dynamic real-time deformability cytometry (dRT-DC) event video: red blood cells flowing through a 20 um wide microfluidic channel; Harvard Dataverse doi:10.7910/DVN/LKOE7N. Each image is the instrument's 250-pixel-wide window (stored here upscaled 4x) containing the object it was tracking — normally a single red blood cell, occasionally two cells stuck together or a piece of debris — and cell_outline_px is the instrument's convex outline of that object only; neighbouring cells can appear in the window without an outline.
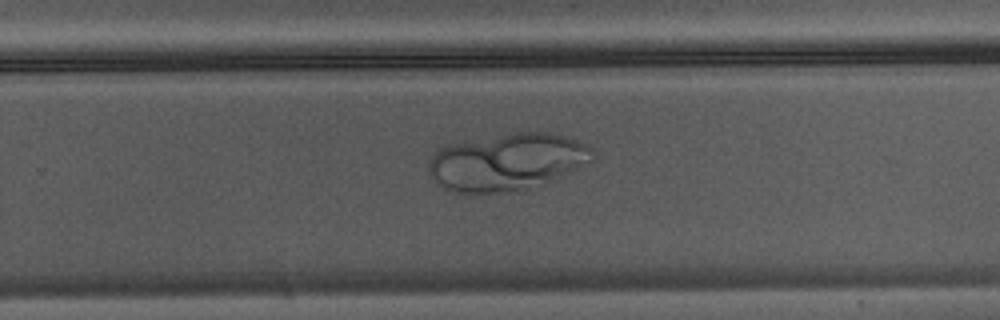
{"species": "Egyptian fruit bat (a non-hibernating species)", "species_latin": "Rousettus aegyptiacus", "temperature_condition": "warm", "stored_images_in_passage": 26, "camera_frame_rate_fps": 3000, "um_per_image_px": 0.085, "animal": {"sex": "male"}, "frame": {"image": 1, "passage_image": 15, "time_ms": 4.667, "image_size_px": [1000, 320], "cell_outline_px": [[596, 156], [592, 160], [544, 184], [524, 192], [456, 192], [444, 188], [436, 184], [432, 180], [428, 172], [428, 160], [444, 144], [516, 132], [548, 132], [564, 136], [576, 140], [592, 148]], "centroid_in_image_um": [43.06, 13.77], "position_along_channel_um": 286.7, "area_um2": 54.91}}